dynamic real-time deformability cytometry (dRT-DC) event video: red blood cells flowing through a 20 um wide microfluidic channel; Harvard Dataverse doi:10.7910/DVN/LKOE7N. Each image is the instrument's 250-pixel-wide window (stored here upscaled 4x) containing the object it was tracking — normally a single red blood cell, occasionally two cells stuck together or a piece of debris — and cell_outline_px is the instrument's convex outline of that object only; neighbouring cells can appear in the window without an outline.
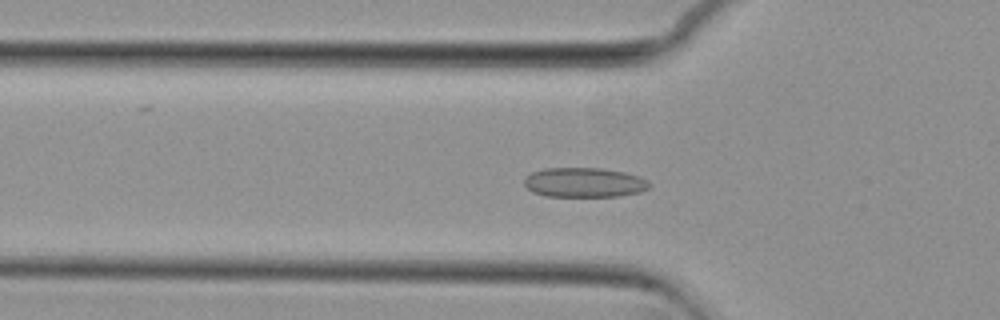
{"species": "common noctule bat (a hibernating species)", "species_latin": "Nyctalus noctula", "temperature_condition": "cold", "stored_images_in_passage": 45, "camera_frame_rate_fps": 3000, "um_per_image_px": 0.085, "animal": {"sex": "female", "body_mass_g": 29.2, "forearm_length_mm": 56.3}, "frame": {"image": 1, "passage_image": 8, "time_ms": 2.333, "image_size_px": [1000, 320], "cell_outline_px": [[652, 184], [648, 188], [640, 192], [620, 196], [544, 196], [532, 192], [524, 184], [524, 176], [532, 172], [544, 168], [600, 168], [624, 172], [640, 176], [648, 180]], "centroid_in_image_um": [49.66, 15.51], "position_along_channel_um": 76.1, "area_um2": 21.79}}
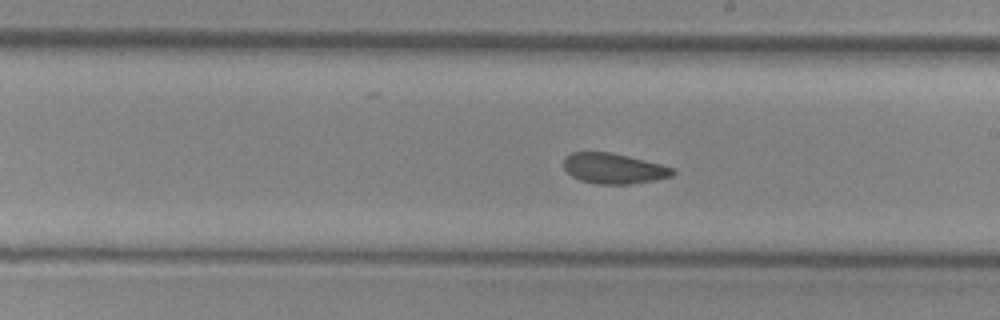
{"frame": {"image": 2, "passage_image": 21, "time_ms": 6.667, "image_size_px": [1000, 320], "cell_outline_px": [[676, 172], [672, 176], [656, 180], [628, 184], [596, 184], [580, 180], [572, 176], [564, 168], [564, 160], [572, 152], [612, 152], [676, 168]], "centroid_in_image_um": [52.2, 14.32], "position_along_channel_um": 236.8, "area_um2": 19.31}}
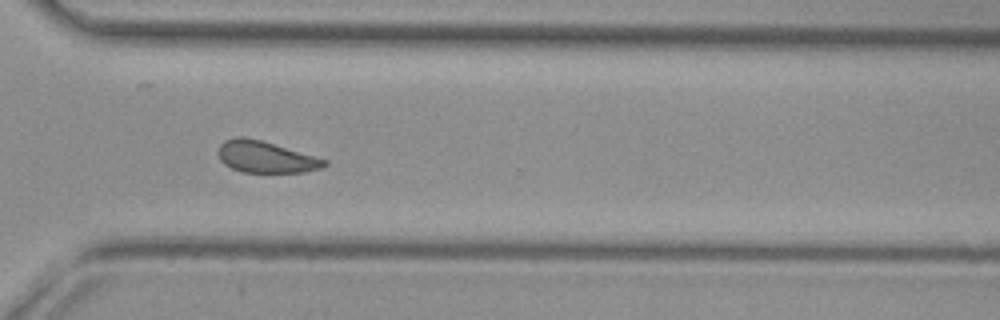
{"frame": {"image": 3, "passage_image": 30, "time_ms": 9.667, "image_size_px": [1000, 320], "cell_outline_px": [[328, 164], [324, 168], [304, 172], [244, 172], [232, 168], [224, 164], [220, 160], [220, 144], [224, 140], [236, 136], [244, 136], [260, 140], [328, 160]], "centroid_in_image_um": [22.61, 13.34], "position_along_channel_um": 348.0, "area_um2": 19.36}, "authors_computed_cell_mechanics": {"area_um2": 20.1144, "velocity_mm_per_s": 3.7061, "shape_relaxation_time_tau1_ms": 10.2053, "shape_relaxation_time_tau2_ms": 3.5546, "deformation_change_tau1": 0.1357, "deformation_change_tau2": 0.0826}}